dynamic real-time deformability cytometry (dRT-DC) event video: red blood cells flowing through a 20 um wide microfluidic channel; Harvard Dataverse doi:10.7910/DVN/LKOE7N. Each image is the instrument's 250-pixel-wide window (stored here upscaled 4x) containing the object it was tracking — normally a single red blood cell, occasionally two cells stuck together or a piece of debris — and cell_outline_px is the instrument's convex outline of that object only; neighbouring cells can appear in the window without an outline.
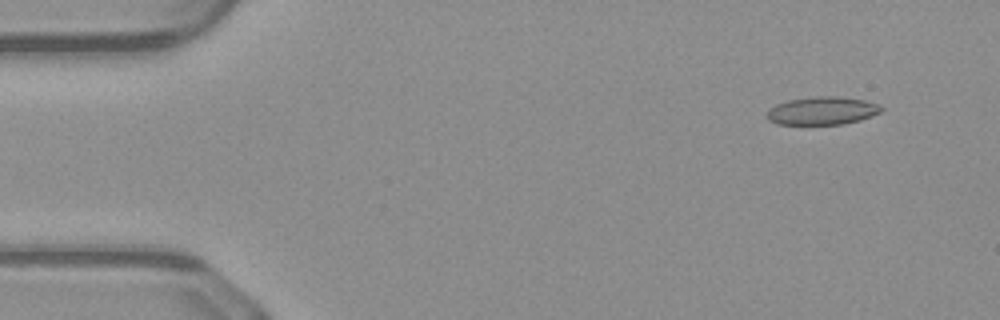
{"species": "common noctule bat (a hibernating species)", "species_latin": "Nyctalus noctula", "temperature_condition": "warm", "stored_images_in_passage": 45, "camera_frame_rate_fps": 3000, "um_per_image_px": 0.085, "animal": {"sex": "male", "body_mass_g": 23.1, "forearm_length_mm": 52.7}, "frame": {"image": 1, "passage_image": 1, "time_ms": 0.0, "image_size_px": [1000, 320], "cell_outline_px": [[884, 108], [880, 112], [872, 116], [860, 120], [844, 124], [776, 124], [768, 120], [764, 116], [768, 108], [776, 104], [788, 100], [816, 96], [836, 96], [864, 100], [880, 104]], "centroid_in_image_um": [69.86, 9.41], "position_along_channel_um": 15.1, "area_um2": 18.9}}
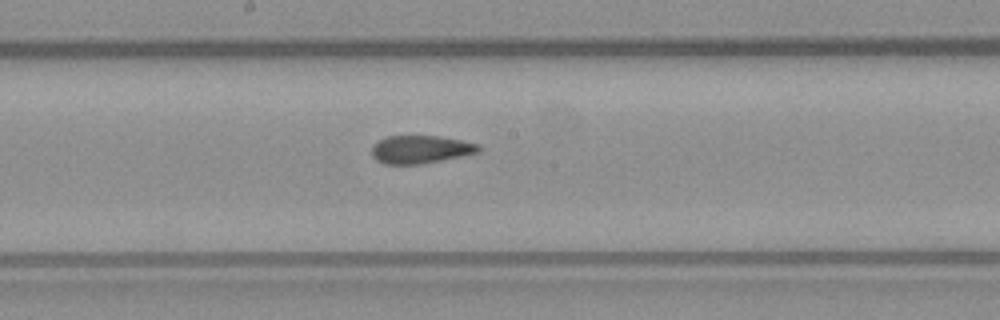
{"frame": {"image": 2, "passage_image": 23, "time_ms": 7.333, "image_size_px": [1000, 320], "cell_outline_px": [[480, 152], [420, 164], [384, 164], [376, 160], [372, 156], [372, 144], [388, 136], [440, 136], [480, 144]], "centroid_in_image_um": [35.73, 12.7], "position_along_channel_um": 212.5, "area_um2": 17.34}}
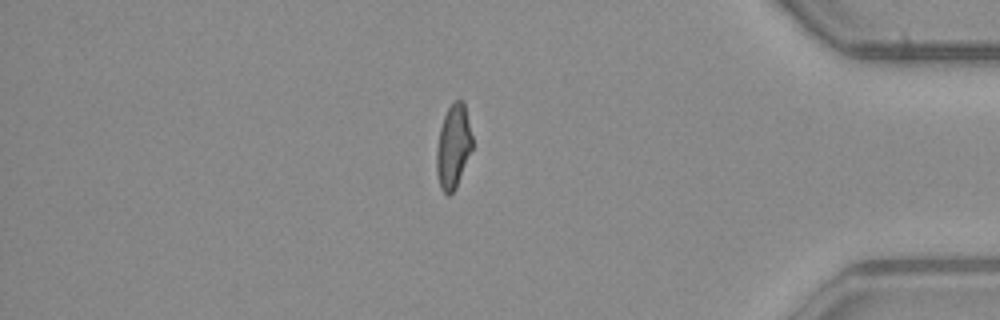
{"frame": {"image": 3, "passage_image": 39, "time_ms": 12.667, "image_size_px": [1000, 320], "cell_outline_px": [[472, 148], [456, 188], [448, 196], [440, 188], [436, 172], [436, 148], [440, 128], [444, 116], [448, 108], [456, 100], [460, 100], [464, 104], [472, 136]], "centroid_in_image_um": [38.51, 12.49], "position_along_channel_um": 396.7, "area_um2": 17.28}, "authors_computed_cell_mechanics": {"area_um2": 18.6116, "velocity_mm_per_s": 4.1444, "shape_relaxation_time_tau1_ms": null, "shape_relaxation_time_tau2_ms": 1.5676, "deformation_change_tau1": null, "deformation_change_tau2": 0.1003}}